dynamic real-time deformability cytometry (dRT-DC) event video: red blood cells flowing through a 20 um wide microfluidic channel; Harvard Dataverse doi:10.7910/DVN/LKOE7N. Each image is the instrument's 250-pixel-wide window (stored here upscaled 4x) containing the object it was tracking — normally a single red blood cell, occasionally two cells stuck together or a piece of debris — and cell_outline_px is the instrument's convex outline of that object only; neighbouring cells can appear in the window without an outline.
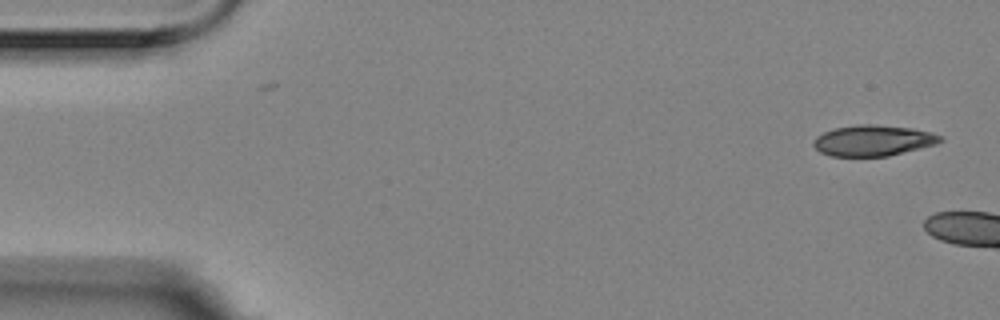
{"species": "Egyptian fruit bat (a non-hibernating species)", "species_latin": "Rousettus aegyptiacus", "temperature_condition": "room temperature", "stored_images_in_passage": 2, "camera_frame_rate_fps": 3000, "um_per_image_px": 0.085, "animal": {"sex": "female"}, "frame": {"image": 1, "passage_image": 1, "time_ms": 0.0, "image_size_px": [1000, 320], "cell_outline_px": [[944, 140], [936, 144], [888, 156], [832, 156], [820, 152], [812, 144], [816, 136], [824, 132], [836, 128], [856, 124], [876, 124], [912, 128], [932, 132], [940, 136]], "centroid_in_image_um": [74.22, 11.94], "position_along_channel_um": 10.8, "area_um2": 22.77}}